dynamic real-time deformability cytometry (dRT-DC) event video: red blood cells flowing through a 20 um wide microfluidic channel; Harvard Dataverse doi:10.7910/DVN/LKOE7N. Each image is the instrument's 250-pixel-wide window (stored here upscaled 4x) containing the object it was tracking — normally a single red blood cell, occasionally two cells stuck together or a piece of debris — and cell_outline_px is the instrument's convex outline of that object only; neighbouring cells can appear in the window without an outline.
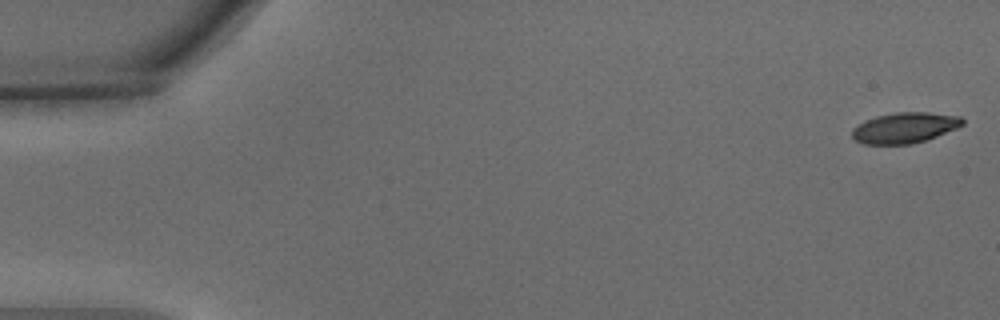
{"species": "common noctule bat (a hibernating species)", "species_latin": "Nyctalus noctula", "temperature_condition": "warm", "stored_images_in_passage": 55, "camera_frame_rate_fps": 3000, "um_per_image_px": 0.085, "animal": {"sex": "male", "body_mass_g": 15.6}, "frame": {"image": 1, "passage_image": 1, "time_ms": 0.0, "image_size_px": [1000, 320], "cell_outline_px": [[964, 124], [956, 128], [936, 136], [912, 144], [864, 144], [856, 140], [852, 136], [852, 128], [864, 120], [876, 116], [896, 112], [928, 112], [960, 116], [964, 120]], "centroid_in_image_um": [76.88, 10.85], "position_along_channel_um": 8.1, "area_um2": 19.65}}
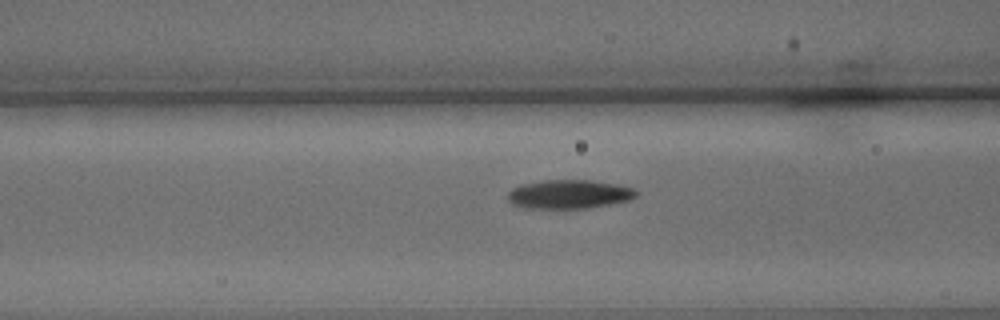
{"frame": {"image": 2, "passage_image": 22, "time_ms": 7.0, "image_size_px": [1000, 320], "cell_outline_px": [[636, 196], [628, 200], [612, 204], [588, 208], [524, 208], [512, 204], [508, 200], [508, 192], [512, 188], [520, 184], [544, 180], [588, 180], [616, 184], [636, 188]], "centroid_in_image_um": [48.35, 16.51], "position_along_channel_um": 118.2, "area_um2": 21.68}}
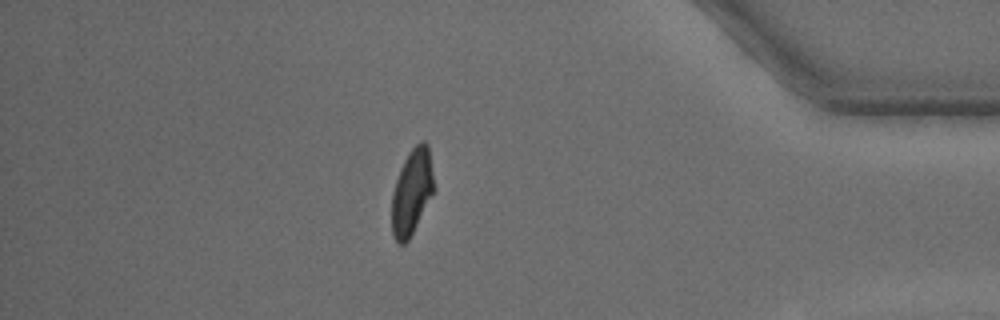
{"frame": {"image": 3, "passage_image": 48, "time_ms": 15.667, "image_size_px": [1000, 320], "cell_outline_px": [[436, 188], [408, 240], [404, 244], [396, 244], [392, 236], [392, 192], [400, 168], [408, 152], [420, 140], [424, 140], [428, 144]], "centroid_in_image_um": [35.01, 16.29], "position_along_channel_um": 400.2, "area_um2": 21.27}, "authors_computed_cell_mechanics": {"area_um2": 21.6172, "velocity_mm_per_s": 3.6597, "shape_relaxation_time_tau1_ms": 2.8594, "shape_relaxation_time_tau2_ms": 2.0038, "deformation_change_tau1": 0.1612, "deformation_change_tau2": 0.065}}